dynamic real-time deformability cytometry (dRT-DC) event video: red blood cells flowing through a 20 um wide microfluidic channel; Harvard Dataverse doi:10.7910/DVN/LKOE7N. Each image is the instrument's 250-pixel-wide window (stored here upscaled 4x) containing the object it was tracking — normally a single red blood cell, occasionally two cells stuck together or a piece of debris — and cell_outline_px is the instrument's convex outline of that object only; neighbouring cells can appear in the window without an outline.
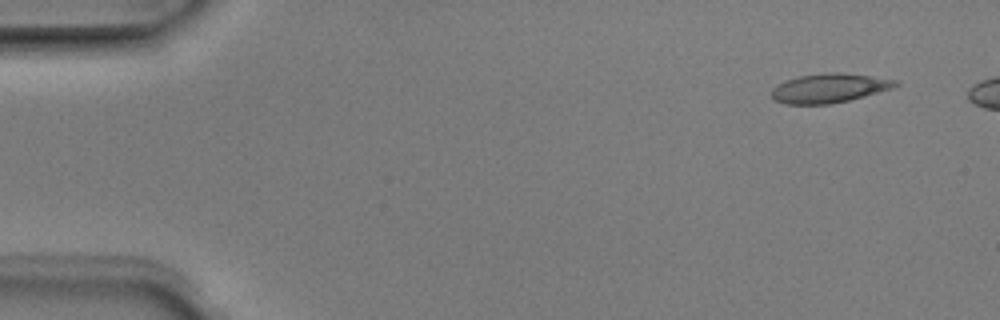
{"species": "Egyptian fruit bat (a non-hibernating species)", "species_latin": "Rousettus aegyptiacus", "temperature_condition": "room temperature", "stored_images_in_passage": 5, "camera_frame_rate_fps": 3000, "um_per_image_px": 0.085, "animal": {"sex": "male"}, "frame": {"image": 1, "passage_image": 1, "time_ms": 0.0, "image_size_px": [1000, 320], "cell_outline_px": [[900, 84], [892, 88], [864, 96], [848, 100], [828, 104], [788, 104], [776, 100], [772, 96], [772, 88], [788, 80], [800, 76], [832, 72], [840, 72], [900, 80]], "centroid_in_image_um": [70.54, 7.49], "position_along_channel_um": 14.5, "area_um2": 20.69}}